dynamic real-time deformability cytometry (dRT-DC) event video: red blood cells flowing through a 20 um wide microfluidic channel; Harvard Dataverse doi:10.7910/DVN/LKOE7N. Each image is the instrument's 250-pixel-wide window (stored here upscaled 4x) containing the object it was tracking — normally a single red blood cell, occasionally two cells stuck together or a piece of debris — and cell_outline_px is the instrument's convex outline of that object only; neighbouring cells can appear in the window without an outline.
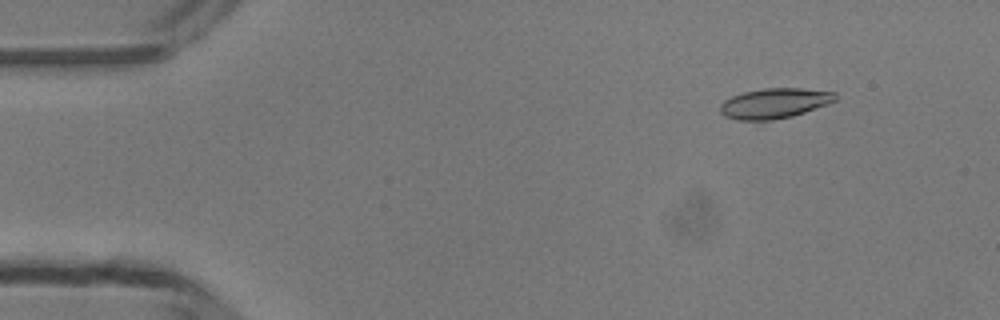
{"species": "common noctule bat (a hibernating species)", "species_latin": "Nyctalus noctula", "temperature_condition": "room temperature", "stored_images_in_passage": 39, "camera_frame_rate_fps": 3000, "um_per_image_px": 0.085, "animal": {"sex": "male", "body_mass_g": 13.3}, "frame": {"image": 1, "passage_image": 5, "time_ms": 1.333, "image_size_px": [1000, 320], "cell_outline_px": [[836, 100], [828, 104], [792, 116], [772, 120], [736, 120], [724, 116], [720, 112], [720, 104], [724, 100], [732, 96], [744, 92], [764, 88], [800, 88], [836, 92]], "centroid_in_image_um": [65.81, 8.78], "position_along_channel_um": 19.2, "area_um2": 20.23}}
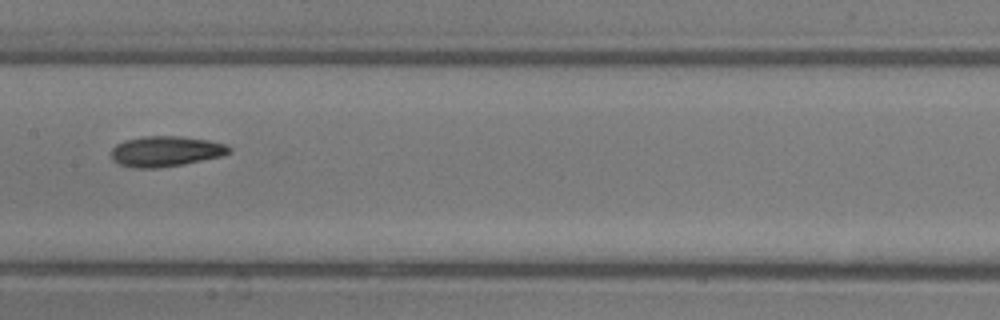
{"frame": {"image": 2, "passage_image": 24, "time_ms": 7.667, "image_size_px": [1000, 320], "cell_outline_px": [[232, 152], [220, 156], [184, 164], [156, 168], [132, 168], [120, 164], [112, 160], [112, 148], [116, 144], [124, 140], [144, 136], [180, 136], [208, 140], [228, 144], [232, 148]], "centroid_in_image_um": [14.1, 12.86], "position_along_channel_um": 193.3, "area_um2": 21.04}}
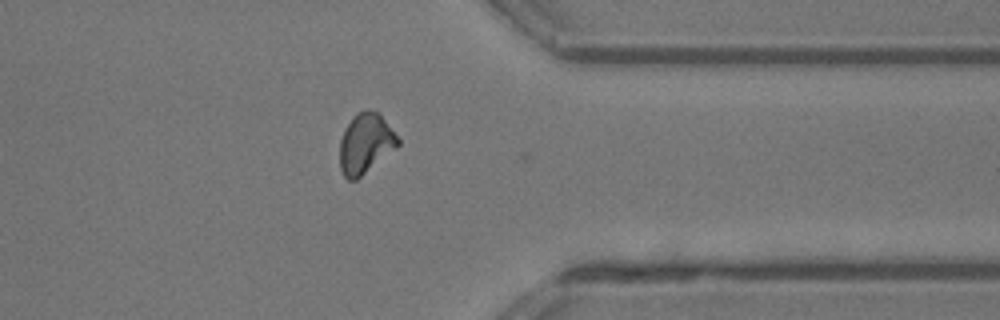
{"frame": {"image": 3, "passage_image": 38, "time_ms": 12.333, "image_size_px": [1000, 320], "cell_outline_px": [[400, 144], [396, 148], [356, 180], [348, 180], [344, 176], [340, 168], [340, 140], [344, 128], [352, 116], [356, 112], [364, 108], [376, 112], [384, 120], [400, 140]], "centroid_in_image_um": [31.04, 12.19], "position_along_channel_um": 380.4, "area_um2": 20.29}, "authors_computed_cell_mechanics": {"area_um2": 20.4034, "velocity_mm_per_s": 4.2044, "shape_relaxation_time_tau1_ms": 4.8261, "shape_relaxation_time_tau2_ms": 4.6651, "deformation_change_tau1": 0.1427, "deformation_change_tau2": 0.1324}}